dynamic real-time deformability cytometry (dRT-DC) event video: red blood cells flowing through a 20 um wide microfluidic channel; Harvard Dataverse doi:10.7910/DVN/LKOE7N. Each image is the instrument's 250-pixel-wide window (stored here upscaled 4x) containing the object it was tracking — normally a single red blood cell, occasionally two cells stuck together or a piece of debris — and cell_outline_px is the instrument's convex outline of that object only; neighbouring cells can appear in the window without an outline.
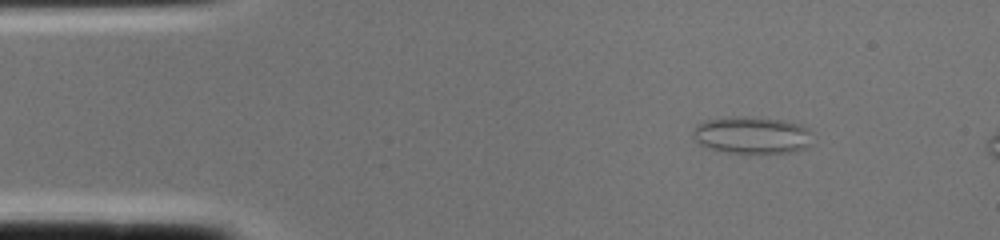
{"species": "common noctule bat (a hibernating species)", "species_latin": "Nyctalus noctula", "temperature_condition": "cold", "stored_images_in_passage": 3, "camera_frame_rate_fps": 3000, "um_per_image_px": 0.085, "animal": {"sex": "female", "body_mass_g": 22.0, "forearm_length_mm": 56.7}, "frame": {"image": 1, "passage_image": 1, "time_ms": 0.0, "image_size_px": [1000, 240], "cell_outline_px": [[808, 144], [804, 148], [792, 152], [728, 152], [708, 148], [700, 144], [692, 136], [692, 132], [696, 124], [708, 120], [736, 116], [748, 116], [780, 120], [800, 124], [808, 128]], "centroid_in_image_um": [63.84, 11.47], "position_along_channel_um": 21.2, "area_um2": 25.32}}